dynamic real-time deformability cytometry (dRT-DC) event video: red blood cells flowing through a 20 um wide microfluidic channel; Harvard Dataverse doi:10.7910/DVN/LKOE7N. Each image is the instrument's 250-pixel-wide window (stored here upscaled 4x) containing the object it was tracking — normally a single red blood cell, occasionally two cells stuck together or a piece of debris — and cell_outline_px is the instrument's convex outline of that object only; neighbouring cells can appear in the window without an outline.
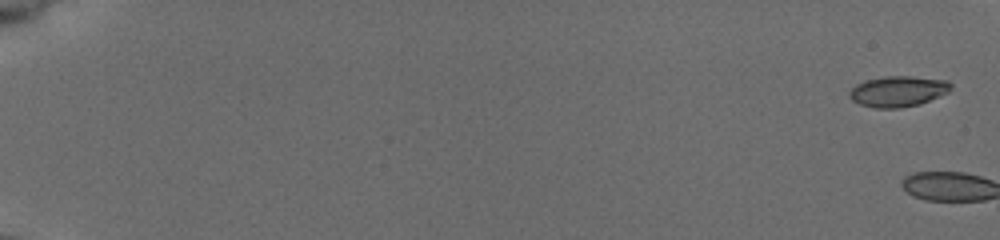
{"species": "common noctule bat (a hibernating species)", "species_latin": "Nyctalus noctula", "temperature_condition": "cold", "stored_images_in_passage": 2, "camera_frame_rate_fps": 3000, "um_per_image_px": 0.085, "animal": {"sex": "female", "body_mass_g": 19.5, "forearm_length_mm": 54.1}, "frame": {"image": 1, "passage_image": 1, "time_ms": 0.0, "image_size_px": [1000, 240], "cell_outline_px": [[952, 88], [948, 92], [940, 96], [920, 104], [900, 108], [876, 108], [860, 104], [852, 100], [848, 96], [848, 92], [856, 84], [864, 80], [884, 76], [912, 76], [948, 80], [952, 84]], "centroid_in_image_um": [76.33, 7.75], "position_along_channel_um": 8.7, "area_um2": 18.38}}